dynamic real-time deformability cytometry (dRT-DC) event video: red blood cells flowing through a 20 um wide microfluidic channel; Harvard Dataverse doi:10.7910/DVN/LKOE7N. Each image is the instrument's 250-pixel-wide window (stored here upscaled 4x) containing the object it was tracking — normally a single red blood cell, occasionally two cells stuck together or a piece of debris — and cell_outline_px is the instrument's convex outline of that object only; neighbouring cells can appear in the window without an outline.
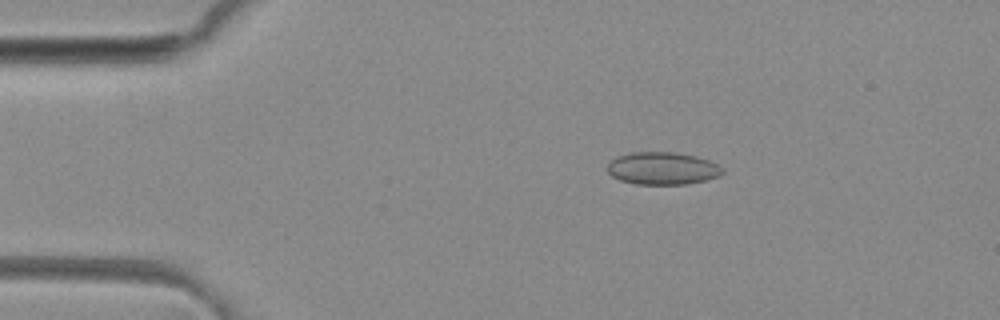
{"species": "common noctule bat (a hibernating species)", "species_latin": "Nyctalus noctula", "temperature_condition": "room temperature", "stored_images_in_passage": 48, "camera_frame_rate_fps": 3000, "um_per_image_px": 0.085, "animal": {"sex": "female", "body_mass_g": 29.2, "forearm_length_mm": 56.3}, "frame": {"image": 1, "passage_image": 7, "time_ms": 2.0, "image_size_px": [1000, 320], "cell_outline_px": [[724, 172], [720, 176], [704, 180], [684, 184], [636, 184], [620, 180], [612, 176], [608, 172], [608, 164], [612, 160], [620, 156], [632, 152], [672, 152], [696, 156], [708, 160], [724, 168]], "centroid_in_image_um": [56.33, 14.31], "position_along_channel_um": 28.7, "area_um2": 21.62}}
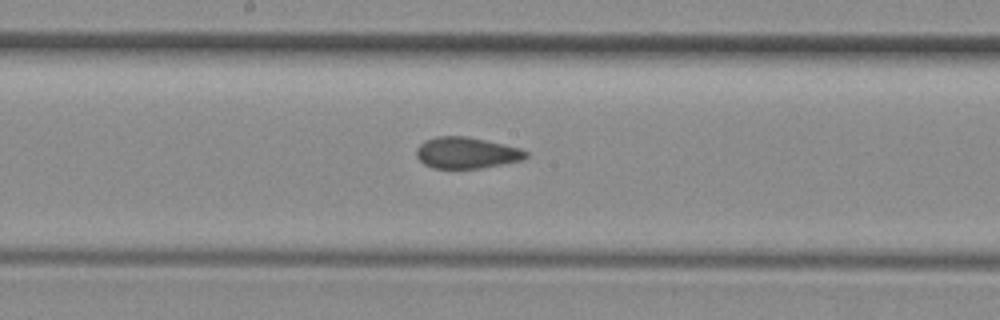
{"frame": {"image": 2, "passage_image": 24, "time_ms": 7.667, "image_size_px": [1000, 320], "cell_outline_px": [[528, 156], [524, 160], [480, 168], [432, 168], [424, 164], [416, 156], [416, 148], [424, 140], [436, 136], [464, 136], [504, 144], [520, 148], [528, 152]], "centroid_in_image_um": [39.64, 12.99], "position_along_channel_um": 208.6, "area_um2": 20.0}}
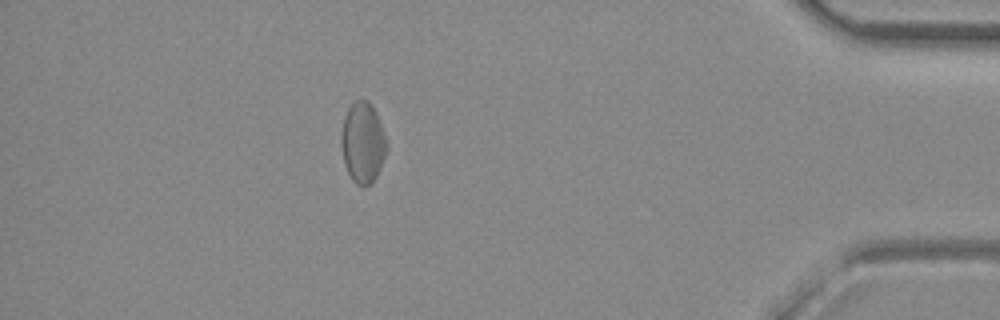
{"frame": {"image": 3, "passage_image": 42, "time_ms": 13.667, "image_size_px": [1000, 320], "cell_outline_px": [[388, 148], [380, 168], [372, 184], [356, 184], [352, 180], [344, 164], [344, 116], [348, 108], [356, 100], [368, 100], [372, 104], [376, 112], [384, 132], [388, 144]], "centroid_in_image_um": [30.9, 12.11], "position_along_channel_um": 404.3, "area_um2": 20.75}, "authors_computed_cell_mechanics": {"area_um2": 21.0392, "velocity_mm_per_s": 4.1348, "shape_relaxation_time_tau1_ms": null, "shape_relaxation_time_tau2_ms": 2.6953, "deformation_change_tau1": null, "deformation_change_tau2": 0.0789}}